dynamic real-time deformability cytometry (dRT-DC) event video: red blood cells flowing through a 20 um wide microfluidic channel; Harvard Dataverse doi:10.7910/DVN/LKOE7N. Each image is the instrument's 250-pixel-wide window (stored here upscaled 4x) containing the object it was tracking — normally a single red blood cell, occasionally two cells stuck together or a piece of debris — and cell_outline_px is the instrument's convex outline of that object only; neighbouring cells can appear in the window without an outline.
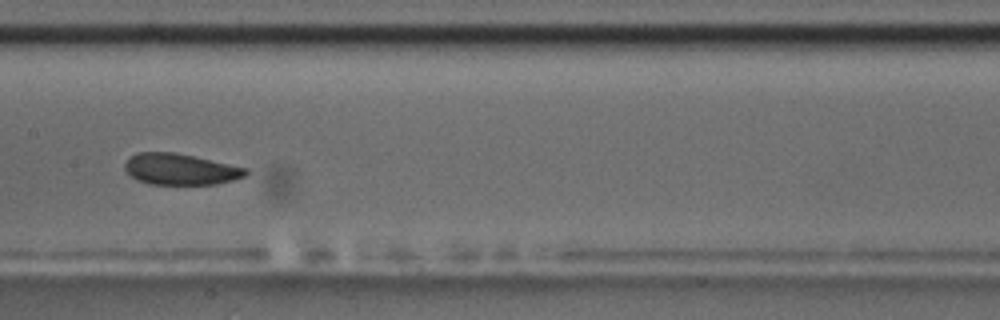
{"species": "common noctule bat (a hibernating species)", "species_latin": "Nyctalus noctula", "temperature_condition": "room temperature", "stored_images_in_passage": 14, "camera_frame_rate_fps": 3000, "um_per_image_px": 0.085, "animal": {"sex": "male", "body_mass_g": 17.5, "forearm_length_mm": 52.3}, "frame": {"image": 1, "passage_image": 7, "time_ms": 7.667, "image_size_px": [1000, 320], "cell_outline_px": [[248, 172], [244, 176], [232, 180], [216, 184], [148, 184], [136, 180], [124, 168], [124, 164], [128, 156], [136, 152], [176, 152], [248, 168]], "centroid_in_image_um": [15.29, 14.37], "position_along_channel_um": 192.1, "area_um2": 22.08}, "authors_computed_cell_mechanics": {"area_um2": 22.9466, "velocity_mm_per_s": 3.4725, "shape_relaxation_time_tau1_ms": 3.3657, "shape_relaxation_time_tau2_ms": 2.0153, "deformation_change_tau1": 0.0821, "deformation_change_tau2": 0.0556}}